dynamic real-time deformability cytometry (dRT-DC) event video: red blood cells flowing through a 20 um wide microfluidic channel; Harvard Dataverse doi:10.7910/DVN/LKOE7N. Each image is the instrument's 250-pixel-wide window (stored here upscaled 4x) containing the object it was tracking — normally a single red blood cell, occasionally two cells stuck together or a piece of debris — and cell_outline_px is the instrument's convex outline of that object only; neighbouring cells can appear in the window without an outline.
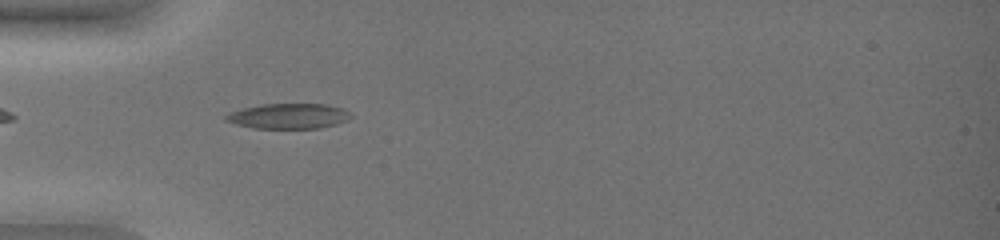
{"species": "common noctule bat (a hibernating species)", "species_latin": "Nyctalus noctula", "temperature_condition": "warm", "stored_images_in_passage": 40, "camera_frame_rate_fps": 3000, "um_per_image_px": 0.085, "animal": {"sex": "female", "body_mass_g": 19.0, "forearm_length_mm": 51.5}, "frame": {"image": 1, "passage_image": 4, "time_ms": 1.0, "image_size_px": [1000, 240], "cell_outline_px": [[352, 116], [348, 120], [336, 124], [320, 128], [252, 128], [236, 124], [224, 120], [224, 116], [240, 108], [260, 104], [324, 104], [344, 108], [352, 112]], "centroid_in_image_um": [24.55, 9.86], "position_along_channel_um": 60.5, "area_um2": 18.55}}
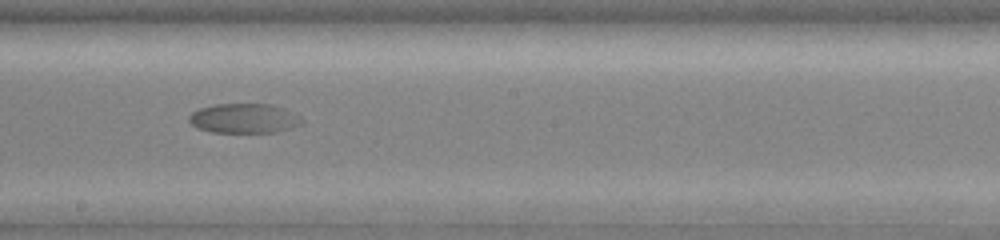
{"frame": {"image": 2, "passage_image": 19, "time_ms": 6.0, "image_size_px": [1000, 240], "cell_outline_px": [[304, 124], [292, 128], [276, 132], [212, 132], [196, 128], [188, 120], [188, 116], [192, 112], [200, 108], [216, 104], [272, 104], [284, 108], [300, 116], [304, 120]], "centroid_in_image_um": [20.78, 10.06], "position_along_channel_um": 227.4, "area_um2": 19.65}}
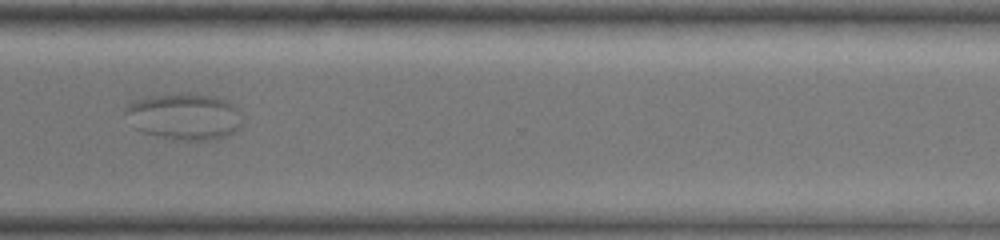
{"frame": {"image": 3, "passage_image": 30, "time_ms": 9.667, "image_size_px": [1000, 240], "cell_outline_px": [[244, 124], [236, 132], [224, 136], [204, 140], [184, 140], [156, 136], [144, 132], [136, 128], [124, 112], [124, 108], [128, 104], [136, 100], [152, 96], [180, 92], [188, 92], [212, 96], [228, 100], [236, 104], [244, 116]], "centroid_in_image_um": [15.76, 9.88], "position_along_channel_um": 354.8, "area_um2": 32.14}}